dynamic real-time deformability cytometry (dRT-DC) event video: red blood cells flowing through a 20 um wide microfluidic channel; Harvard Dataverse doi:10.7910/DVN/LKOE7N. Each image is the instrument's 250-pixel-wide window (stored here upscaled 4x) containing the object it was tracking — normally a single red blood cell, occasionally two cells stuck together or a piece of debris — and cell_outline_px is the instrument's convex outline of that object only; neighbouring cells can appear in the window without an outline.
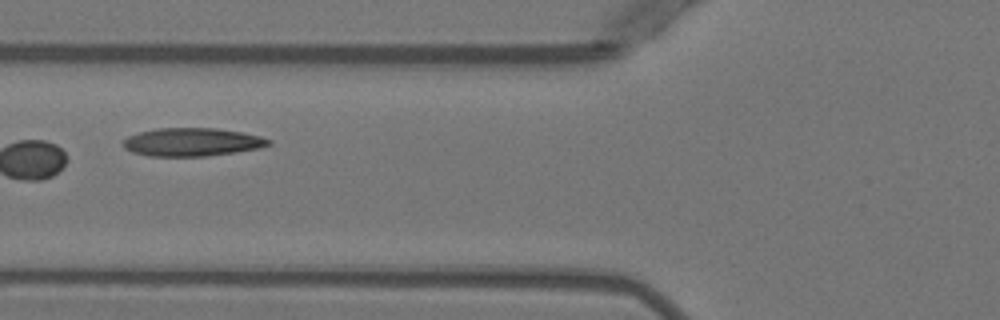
{"species": "Egyptian fruit bat (a non-hibernating species)", "species_latin": "Rousettus aegyptiacus", "temperature_condition": "warm", "stored_images_in_passage": 8, "camera_frame_rate_fps": 3000, "um_per_image_px": 0.085, "animal": {"sex": "female"}, "frame": {"image": 1, "passage_image": 5, "time_ms": 5.667, "image_size_px": [1000, 320], "cell_outline_px": [[272, 144], [256, 148], [236, 152], [204, 156], [148, 156], [132, 152], [124, 148], [120, 144], [128, 136], [140, 132], [156, 128], [216, 128], [240, 132], [260, 136], [272, 140]], "centroid_in_image_um": [16.29, 12.07], "position_along_channel_um": 109.5, "area_um2": 23.87}}
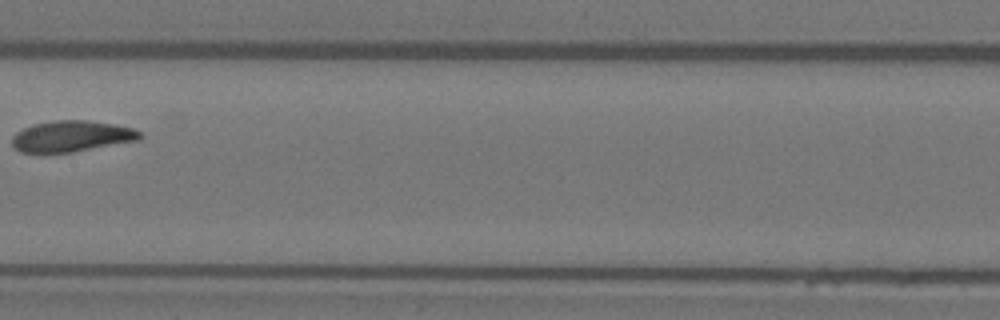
{"frame": {"image": 2, "passage_image": 7, "time_ms": 8.0, "image_size_px": [1000, 320], "cell_outline_px": [[144, 136], [140, 140], [72, 152], [20, 152], [12, 148], [12, 136], [16, 132], [32, 124], [52, 120], [88, 120], [112, 124], [132, 128], [140, 132]], "centroid_in_image_um": [6.07, 11.58], "position_along_channel_um": 201.3, "area_um2": 23.24}}
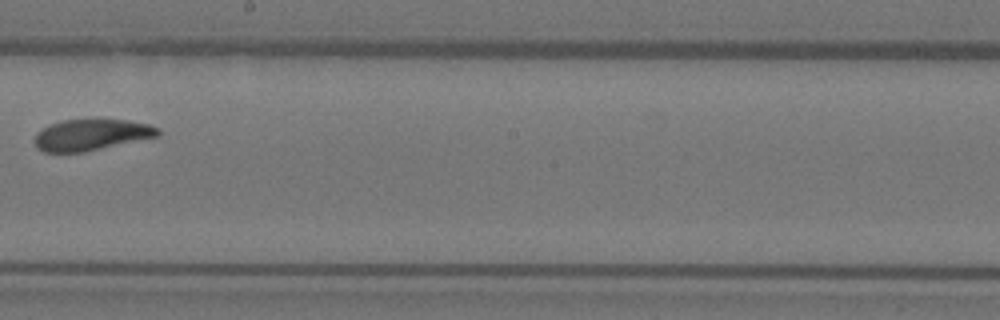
{"frame": {"image": 3, "passage_image": 8, "time_ms": 9.0, "image_size_px": [1000, 320], "cell_outline_px": [[160, 136], [84, 152], [44, 152], [36, 148], [36, 132], [52, 124], [64, 120], [124, 120], [148, 124], [160, 128]], "centroid_in_image_um": [7.79, 11.47], "position_along_channel_um": 240.4, "area_um2": 22.2}}